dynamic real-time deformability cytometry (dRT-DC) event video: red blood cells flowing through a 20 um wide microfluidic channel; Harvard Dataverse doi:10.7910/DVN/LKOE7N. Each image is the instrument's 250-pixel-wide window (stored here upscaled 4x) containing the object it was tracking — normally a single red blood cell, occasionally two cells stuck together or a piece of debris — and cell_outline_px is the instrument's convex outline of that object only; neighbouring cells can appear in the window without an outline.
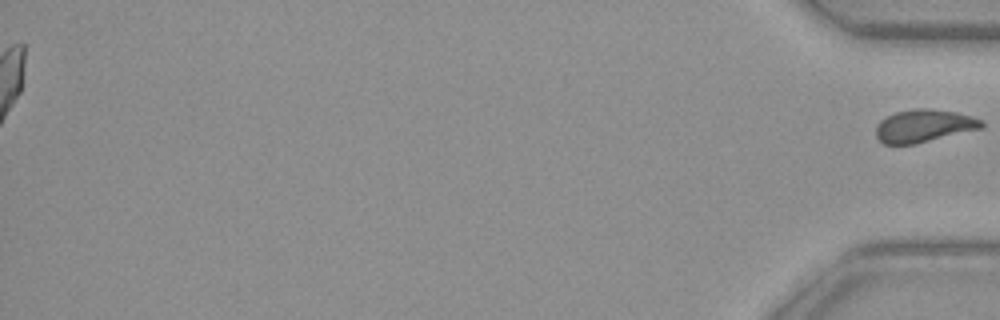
{"species": "common noctule bat (a hibernating species)", "species_latin": "Nyctalus noctula", "temperature_condition": "warm", "stored_images_in_passage": 52, "segment_of_instrument_passage": [2, 2], "camera_frame_rate_fps": 3000, "um_per_image_px": 0.085, "animal": {"sex": "female", "body_mass_g": 29.2, "forearm_length_mm": 56.3}, "frame": {"image": 1, "passage_image": 52, "time_ms": 17.0, "image_size_px": [1000, 320], "cell_outline_px": [[984, 128], [916, 144], [884, 144], [876, 136], [876, 124], [884, 116], [896, 112], [916, 108], [928, 108], [956, 112], [984, 120]], "centroid_in_image_um": [78.54, 10.69], "position_along_channel_um": 356.7, "area_um2": 20.4}}